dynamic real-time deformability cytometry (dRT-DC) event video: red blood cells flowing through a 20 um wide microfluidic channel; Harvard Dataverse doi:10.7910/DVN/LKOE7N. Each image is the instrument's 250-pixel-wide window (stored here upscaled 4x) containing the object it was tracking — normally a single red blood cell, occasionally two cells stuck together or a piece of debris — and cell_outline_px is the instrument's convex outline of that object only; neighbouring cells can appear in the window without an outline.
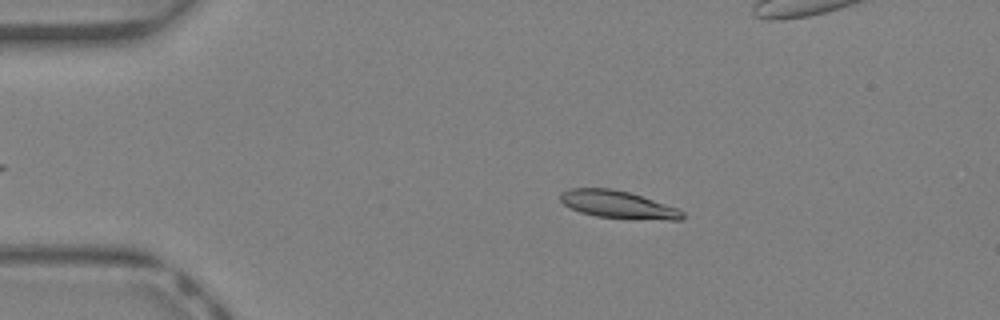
{"species": "Egyptian fruit bat (a non-hibernating species)", "species_latin": "Rousettus aegyptiacus", "temperature_condition": "warm", "stored_images_in_passage": 42, "camera_frame_rate_fps": 3000, "um_per_image_px": 0.085, "animal": {"sex": "female"}, "frame": {"image": 1, "passage_image": 8, "time_ms": 2.333, "image_size_px": [1000, 320], "cell_outline_px": [[684, 216], [680, 220], [668, 220], [596, 216], [580, 212], [564, 204], [560, 200], [560, 192], [572, 188], [612, 188], [628, 192], [676, 208], [684, 212]], "centroid_in_image_um": [52.49, 17.38], "position_along_channel_um": 32.5, "area_um2": 19.13}}
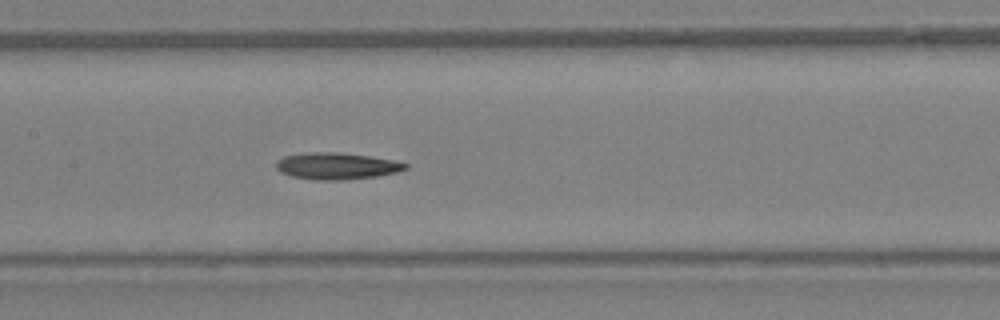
{"frame": {"image": 2, "passage_image": 20, "time_ms": 6.333, "image_size_px": [1000, 320], "cell_outline_px": [[408, 168], [396, 172], [376, 176], [344, 180], [316, 180], [292, 176], [280, 172], [276, 168], [276, 164], [284, 156], [308, 152], [340, 152], [368, 156], [392, 160], [408, 164]], "centroid_in_image_um": [28.61, 14.11], "position_along_channel_um": 178.8, "area_um2": 19.94}}
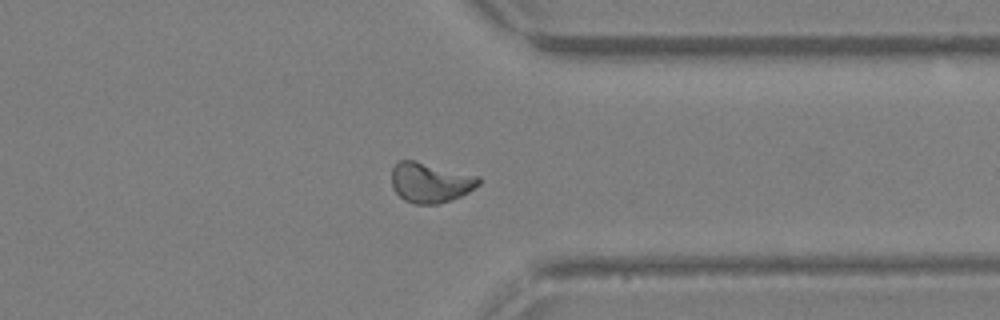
{"frame": {"image": 3, "passage_image": 32, "time_ms": 10.333, "image_size_px": [1000, 320], "cell_outline_px": [[480, 184], [468, 192], [452, 200], [436, 204], [416, 204], [404, 200], [392, 188], [392, 168], [400, 160], [416, 160], [480, 176]], "centroid_in_image_um": [36.58, 15.5], "position_along_channel_um": 374.8, "area_um2": 20.46}}